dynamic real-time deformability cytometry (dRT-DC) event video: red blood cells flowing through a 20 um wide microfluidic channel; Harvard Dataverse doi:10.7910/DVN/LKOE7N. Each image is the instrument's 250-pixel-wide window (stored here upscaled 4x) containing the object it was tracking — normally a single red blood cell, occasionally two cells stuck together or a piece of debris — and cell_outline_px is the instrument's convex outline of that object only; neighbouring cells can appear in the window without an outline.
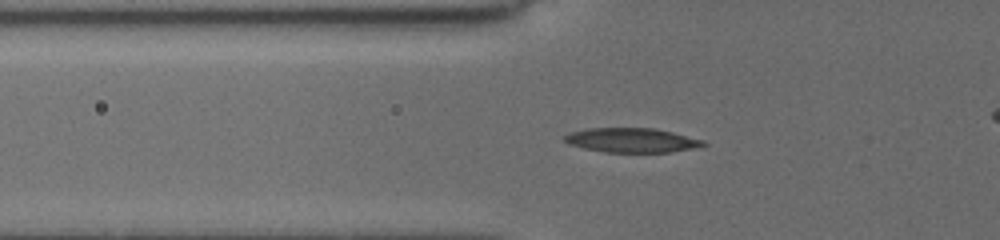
{"species": "common noctule bat (a hibernating species)", "species_latin": "Nyctalus noctula", "temperature_condition": "cold", "stored_images_in_passage": 54, "camera_frame_rate_fps": 3000, "um_per_image_px": 0.085, "animal": {"sex": "female", "body_mass_g": 19.5, "forearm_length_mm": 54.1}, "frame": {"image": 1, "passage_image": 23, "time_ms": 7.333, "image_size_px": [1000, 240], "cell_outline_px": [[708, 144], [692, 148], [672, 152], [604, 152], [584, 148], [568, 144], [564, 140], [564, 136], [572, 132], [584, 128], [656, 128], [704, 140]], "centroid_in_image_um": [53.69, 11.91], "position_along_channel_um": 72.1, "area_um2": 19.71}}
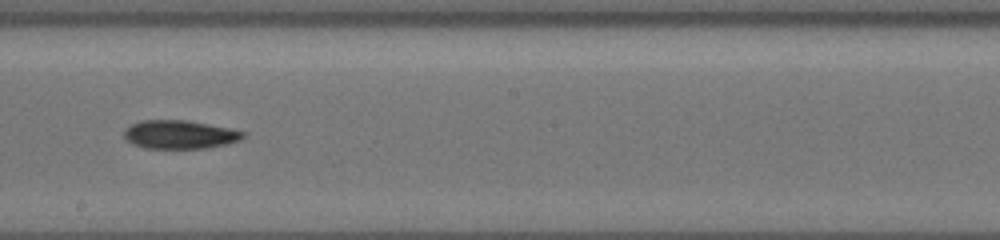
{"frame": {"image": 2, "passage_image": 36, "time_ms": 11.667, "image_size_px": [1000, 240], "cell_outline_px": [[244, 136], [240, 140], [228, 144], [204, 148], [144, 148], [132, 144], [124, 140], [124, 132], [132, 124], [140, 120], [188, 120], [228, 128], [244, 132]], "centroid_in_image_um": [15.24, 11.44], "position_along_channel_um": 233.0, "area_um2": 19.71}}
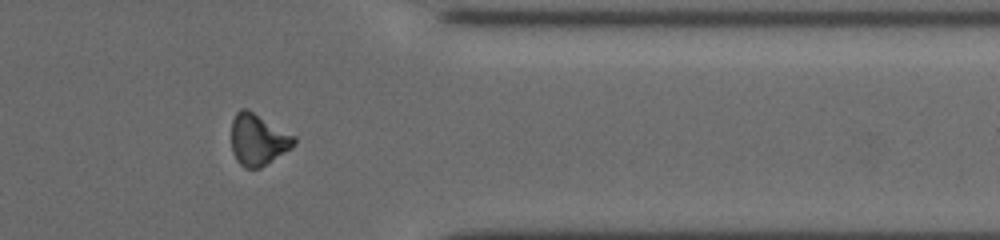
{"frame": {"image": 3, "passage_image": 49, "time_ms": 16.0, "image_size_px": [1000, 240], "cell_outline_px": [[296, 144], [292, 148], [260, 168], [244, 168], [236, 160], [232, 152], [232, 120], [236, 112], [240, 108], [248, 108], [296, 136]], "centroid_in_image_um": [21.94, 11.85], "position_along_channel_um": 389.5, "area_um2": 19.07}}